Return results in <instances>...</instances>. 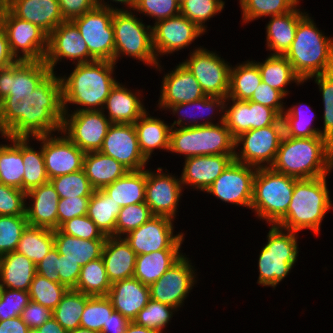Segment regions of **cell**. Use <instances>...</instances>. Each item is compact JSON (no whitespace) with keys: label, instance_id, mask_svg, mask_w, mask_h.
<instances>
[{"label":"cell","instance_id":"obj_1","mask_svg":"<svg viewBox=\"0 0 333 333\" xmlns=\"http://www.w3.org/2000/svg\"><path fill=\"white\" fill-rule=\"evenodd\" d=\"M57 74L51 72L31 94H8L0 101L1 136L34 138L61 131L64 109Z\"/></svg>","mask_w":333,"mask_h":333},{"label":"cell","instance_id":"obj_2","mask_svg":"<svg viewBox=\"0 0 333 333\" xmlns=\"http://www.w3.org/2000/svg\"><path fill=\"white\" fill-rule=\"evenodd\" d=\"M115 65L111 61L95 60L75 64L69 75L60 74L64 112L102 110L110 90L118 82L113 76L118 67ZM70 104L77 108L69 110Z\"/></svg>","mask_w":333,"mask_h":333},{"label":"cell","instance_id":"obj_3","mask_svg":"<svg viewBox=\"0 0 333 333\" xmlns=\"http://www.w3.org/2000/svg\"><path fill=\"white\" fill-rule=\"evenodd\" d=\"M270 168L298 180L330 175L333 145L323 136L292 138L284 135Z\"/></svg>","mask_w":333,"mask_h":333},{"label":"cell","instance_id":"obj_4","mask_svg":"<svg viewBox=\"0 0 333 333\" xmlns=\"http://www.w3.org/2000/svg\"><path fill=\"white\" fill-rule=\"evenodd\" d=\"M327 176L297 180L287 213L276 225L296 233L307 229L318 235L325 215L333 208Z\"/></svg>","mask_w":333,"mask_h":333},{"label":"cell","instance_id":"obj_5","mask_svg":"<svg viewBox=\"0 0 333 333\" xmlns=\"http://www.w3.org/2000/svg\"><path fill=\"white\" fill-rule=\"evenodd\" d=\"M285 57L303 82L311 76L330 73L333 71V37L319 30L307 13L298 22L294 41Z\"/></svg>","mask_w":333,"mask_h":333},{"label":"cell","instance_id":"obj_6","mask_svg":"<svg viewBox=\"0 0 333 333\" xmlns=\"http://www.w3.org/2000/svg\"><path fill=\"white\" fill-rule=\"evenodd\" d=\"M267 240L258 258L257 284L265 287L276 286L290 275L299 257V234L277 225H268Z\"/></svg>","mask_w":333,"mask_h":333},{"label":"cell","instance_id":"obj_7","mask_svg":"<svg viewBox=\"0 0 333 333\" xmlns=\"http://www.w3.org/2000/svg\"><path fill=\"white\" fill-rule=\"evenodd\" d=\"M137 15L134 10L114 11L112 19L115 41L114 63L117 64L127 56L162 72L161 62L157 60L153 49L152 25L143 23V18L140 19Z\"/></svg>","mask_w":333,"mask_h":333},{"label":"cell","instance_id":"obj_8","mask_svg":"<svg viewBox=\"0 0 333 333\" xmlns=\"http://www.w3.org/2000/svg\"><path fill=\"white\" fill-rule=\"evenodd\" d=\"M298 179L268 168H257L250 210L266 224L276 225L287 213Z\"/></svg>","mask_w":333,"mask_h":333},{"label":"cell","instance_id":"obj_9","mask_svg":"<svg viewBox=\"0 0 333 333\" xmlns=\"http://www.w3.org/2000/svg\"><path fill=\"white\" fill-rule=\"evenodd\" d=\"M169 152L183 155L184 159L203 155H234L235 138L224 122L171 128Z\"/></svg>","mask_w":333,"mask_h":333},{"label":"cell","instance_id":"obj_10","mask_svg":"<svg viewBox=\"0 0 333 333\" xmlns=\"http://www.w3.org/2000/svg\"><path fill=\"white\" fill-rule=\"evenodd\" d=\"M0 23L8 39L11 54L17 61H43L48 49V34L39 26L15 17L6 7L0 8Z\"/></svg>","mask_w":333,"mask_h":333},{"label":"cell","instance_id":"obj_11","mask_svg":"<svg viewBox=\"0 0 333 333\" xmlns=\"http://www.w3.org/2000/svg\"><path fill=\"white\" fill-rule=\"evenodd\" d=\"M283 136L282 118L274 125L246 131L235 138L234 160L256 168H268L275 160Z\"/></svg>","mask_w":333,"mask_h":333},{"label":"cell","instance_id":"obj_12","mask_svg":"<svg viewBox=\"0 0 333 333\" xmlns=\"http://www.w3.org/2000/svg\"><path fill=\"white\" fill-rule=\"evenodd\" d=\"M189 54L182 63L199 82L205 95L227 98L231 64L216 50L210 51L203 46L195 47Z\"/></svg>","mask_w":333,"mask_h":333},{"label":"cell","instance_id":"obj_13","mask_svg":"<svg viewBox=\"0 0 333 333\" xmlns=\"http://www.w3.org/2000/svg\"><path fill=\"white\" fill-rule=\"evenodd\" d=\"M113 14L114 10L96 6L93 10L71 20L86 42L89 54L95 60L114 62Z\"/></svg>","mask_w":333,"mask_h":333},{"label":"cell","instance_id":"obj_14","mask_svg":"<svg viewBox=\"0 0 333 333\" xmlns=\"http://www.w3.org/2000/svg\"><path fill=\"white\" fill-rule=\"evenodd\" d=\"M189 255L184 254L156 282L149 286L150 299L170 305L177 310L184 306L185 300L197 282V269L192 265Z\"/></svg>","mask_w":333,"mask_h":333},{"label":"cell","instance_id":"obj_15","mask_svg":"<svg viewBox=\"0 0 333 333\" xmlns=\"http://www.w3.org/2000/svg\"><path fill=\"white\" fill-rule=\"evenodd\" d=\"M112 123L102 110L64 112L61 132L84 153L99 151Z\"/></svg>","mask_w":333,"mask_h":333},{"label":"cell","instance_id":"obj_16","mask_svg":"<svg viewBox=\"0 0 333 333\" xmlns=\"http://www.w3.org/2000/svg\"><path fill=\"white\" fill-rule=\"evenodd\" d=\"M174 220L165 216H153L140 227L124 236L136 255L160 250H181L184 232L174 233Z\"/></svg>","mask_w":333,"mask_h":333},{"label":"cell","instance_id":"obj_17","mask_svg":"<svg viewBox=\"0 0 333 333\" xmlns=\"http://www.w3.org/2000/svg\"><path fill=\"white\" fill-rule=\"evenodd\" d=\"M146 169L145 203L154 216H165L175 220L184 188L181 178L162 167L152 171ZM183 191V192H182Z\"/></svg>","mask_w":333,"mask_h":333},{"label":"cell","instance_id":"obj_18","mask_svg":"<svg viewBox=\"0 0 333 333\" xmlns=\"http://www.w3.org/2000/svg\"><path fill=\"white\" fill-rule=\"evenodd\" d=\"M256 172V167L233 160L205 192L222 202L250 209Z\"/></svg>","mask_w":333,"mask_h":333},{"label":"cell","instance_id":"obj_19","mask_svg":"<svg viewBox=\"0 0 333 333\" xmlns=\"http://www.w3.org/2000/svg\"><path fill=\"white\" fill-rule=\"evenodd\" d=\"M65 59L71 60L73 65L95 61L89 54L87 44L78 28L71 20H65L48 35V49L44 62L51 72L56 73L57 64Z\"/></svg>","mask_w":333,"mask_h":333},{"label":"cell","instance_id":"obj_20","mask_svg":"<svg viewBox=\"0 0 333 333\" xmlns=\"http://www.w3.org/2000/svg\"><path fill=\"white\" fill-rule=\"evenodd\" d=\"M205 32L182 14L157 21L152 25L153 49L157 60L182 49L188 50Z\"/></svg>","mask_w":333,"mask_h":333},{"label":"cell","instance_id":"obj_21","mask_svg":"<svg viewBox=\"0 0 333 333\" xmlns=\"http://www.w3.org/2000/svg\"><path fill=\"white\" fill-rule=\"evenodd\" d=\"M99 151L129 171L143 170L149 163L140 150L134 124L112 123Z\"/></svg>","mask_w":333,"mask_h":333},{"label":"cell","instance_id":"obj_22","mask_svg":"<svg viewBox=\"0 0 333 333\" xmlns=\"http://www.w3.org/2000/svg\"><path fill=\"white\" fill-rule=\"evenodd\" d=\"M280 118L274 109L262 104L226 98L224 123L234 138L251 129L274 125Z\"/></svg>","mask_w":333,"mask_h":333},{"label":"cell","instance_id":"obj_23","mask_svg":"<svg viewBox=\"0 0 333 333\" xmlns=\"http://www.w3.org/2000/svg\"><path fill=\"white\" fill-rule=\"evenodd\" d=\"M57 134L42 136V152L49 180L83 169L85 153L61 131Z\"/></svg>","mask_w":333,"mask_h":333},{"label":"cell","instance_id":"obj_24","mask_svg":"<svg viewBox=\"0 0 333 333\" xmlns=\"http://www.w3.org/2000/svg\"><path fill=\"white\" fill-rule=\"evenodd\" d=\"M51 73L43 61H16L0 69V101L8 94H31Z\"/></svg>","mask_w":333,"mask_h":333},{"label":"cell","instance_id":"obj_25","mask_svg":"<svg viewBox=\"0 0 333 333\" xmlns=\"http://www.w3.org/2000/svg\"><path fill=\"white\" fill-rule=\"evenodd\" d=\"M163 75L160 97L156 104L160 110L166 111L169 106L192 102L206 96L199 82L182 62Z\"/></svg>","mask_w":333,"mask_h":333},{"label":"cell","instance_id":"obj_26","mask_svg":"<svg viewBox=\"0 0 333 333\" xmlns=\"http://www.w3.org/2000/svg\"><path fill=\"white\" fill-rule=\"evenodd\" d=\"M233 160L234 155L226 154L193 156L184 159L180 176L182 186L205 193Z\"/></svg>","mask_w":333,"mask_h":333},{"label":"cell","instance_id":"obj_27","mask_svg":"<svg viewBox=\"0 0 333 333\" xmlns=\"http://www.w3.org/2000/svg\"><path fill=\"white\" fill-rule=\"evenodd\" d=\"M225 101L226 97L205 96L192 102L179 103L169 106L166 111L168 110L169 112H171L173 116L177 115V120H174V122L171 123L170 126L171 128H177L222 123L224 122ZM196 109H198L201 113H196L198 111ZM216 114L221 115H219L218 117ZM216 116L219 121L217 123H214V121H216Z\"/></svg>","mask_w":333,"mask_h":333},{"label":"cell","instance_id":"obj_28","mask_svg":"<svg viewBox=\"0 0 333 333\" xmlns=\"http://www.w3.org/2000/svg\"><path fill=\"white\" fill-rule=\"evenodd\" d=\"M26 217L34 227L58 229L59 195L51 182H47L26 192ZM31 201V202H30Z\"/></svg>","mask_w":333,"mask_h":333},{"label":"cell","instance_id":"obj_29","mask_svg":"<svg viewBox=\"0 0 333 333\" xmlns=\"http://www.w3.org/2000/svg\"><path fill=\"white\" fill-rule=\"evenodd\" d=\"M140 91L139 89L133 91L127 86L125 87L122 82H117L110 90L102 112L111 123L134 124L148 110L144 106L143 95Z\"/></svg>","mask_w":333,"mask_h":333},{"label":"cell","instance_id":"obj_30","mask_svg":"<svg viewBox=\"0 0 333 333\" xmlns=\"http://www.w3.org/2000/svg\"><path fill=\"white\" fill-rule=\"evenodd\" d=\"M107 297L115 311L133 321L150 300L149 286L131 277L112 283Z\"/></svg>","mask_w":333,"mask_h":333},{"label":"cell","instance_id":"obj_31","mask_svg":"<svg viewBox=\"0 0 333 333\" xmlns=\"http://www.w3.org/2000/svg\"><path fill=\"white\" fill-rule=\"evenodd\" d=\"M6 8L15 17L39 26L48 35L65 21L58 0H12Z\"/></svg>","mask_w":333,"mask_h":333},{"label":"cell","instance_id":"obj_32","mask_svg":"<svg viewBox=\"0 0 333 333\" xmlns=\"http://www.w3.org/2000/svg\"><path fill=\"white\" fill-rule=\"evenodd\" d=\"M136 256L124 237L108 236L106 238L101 257L111 284L133 277Z\"/></svg>","mask_w":333,"mask_h":333},{"label":"cell","instance_id":"obj_33","mask_svg":"<svg viewBox=\"0 0 333 333\" xmlns=\"http://www.w3.org/2000/svg\"><path fill=\"white\" fill-rule=\"evenodd\" d=\"M298 4L292 11L269 17L266 29V49L270 55L285 56L295 38L298 22L307 14ZM272 51V52H271Z\"/></svg>","mask_w":333,"mask_h":333},{"label":"cell","instance_id":"obj_34","mask_svg":"<svg viewBox=\"0 0 333 333\" xmlns=\"http://www.w3.org/2000/svg\"><path fill=\"white\" fill-rule=\"evenodd\" d=\"M140 150L150 161L155 150L169 151L171 126L146 110L134 123Z\"/></svg>","mask_w":333,"mask_h":333},{"label":"cell","instance_id":"obj_35","mask_svg":"<svg viewBox=\"0 0 333 333\" xmlns=\"http://www.w3.org/2000/svg\"><path fill=\"white\" fill-rule=\"evenodd\" d=\"M37 274L36 265L17 251L0 256V285L3 288L29 291Z\"/></svg>","mask_w":333,"mask_h":333},{"label":"cell","instance_id":"obj_36","mask_svg":"<svg viewBox=\"0 0 333 333\" xmlns=\"http://www.w3.org/2000/svg\"><path fill=\"white\" fill-rule=\"evenodd\" d=\"M83 170L94 190L103 189L129 172L120 162L100 151L85 153Z\"/></svg>","mask_w":333,"mask_h":333},{"label":"cell","instance_id":"obj_37","mask_svg":"<svg viewBox=\"0 0 333 333\" xmlns=\"http://www.w3.org/2000/svg\"><path fill=\"white\" fill-rule=\"evenodd\" d=\"M105 241L106 239H81L65 234L60 229L54 230V246L58 253L81 267L102 256Z\"/></svg>","mask_w":333,"mask_h":333},{"label":"cell","instance_id":"obj_38","mask_svg":"<svg viewBox=\"0 0 333 333\" xmlns=\"http://www.w3.org/2000/svg\"><path fill=\"white\" fill-rule=\"evenodd\" d=\"M1 137L9 144L0 142V182L23 191L22 137Z\"/></svg>","mask_w":333,"mask_h":333},{"label":"cell","instance_id":"obj_39","mask_svg":"<svg viewBox=\"0 0 333 333\" xmlns=\"http://www.w3.org/2000/svg\"><path fill=\"white\" fill-rule=\"evenodd\" d=\"M253 61L258 65L262 82L282 92L286 97L290 94L288 85L290 86L291 83H296L297 86L304 84L285 56L269 54L262 62Z\"/></svg>","mask_w":333,"mask_h":333},{"label":"cell","instance_id":"obj_40","mask_svg":"<svg viewBox=\"0 0 333 333\" xmlns=\"http://www.w3.org/2000/svg\"><path fill=\"white\" fill-rule=\"evenodd\" d=\"M182 250H160L136 256L134 278L146 286L156 282L185 253Z\"/></svg>","mask_w":333,"mask_h":333},{"label":"cell","instance_id":"obj_41","mask_svg":"<svg viewBox=\"0 0 333 333\" xmlns=\"http://www.w3.org/2000/svg\"><path fill=\"white\" fill-rule=\"evenodd\" d=\"M146 168L129 171L102 190L120 207L145 202Z\"/></svg>","mask_w":333,"mask_h":333},{"label":"cell","instance_id":"obj_42","mask_svg":"<svg viewBox=\"0 0 333 333\" xmlns=\"http://www.w3.org/2000/svg\"><path fill=\"white\" fill-rule=\"evenodd\" d=\"M261 82L260 70L252 59L231 65L228 98L248 101Z\"/></svg>","mask_w":333,"mask_h":333},{"label":"cell","instance_id":"obj_43","mask_svg":"<svg viewBox=\"0 0 333 333\" xmlns=\"http://www.w3.org/2000/svg\"><path fill=\"white\" fill-rule=\"evenodd\" d=\"M34 139L40 143L39 150H36L37 148L30 144L32 140L35 141ZM22 158L25 171L23 175L24 192L49 182L42 152V136L22 137Z\"/></svg>","mask_w":333,"mask_h":333},{"label":"cell","instance_id":"obj_44","mask_svg":"<svg viewBox=\"0 0 333 333\" xmlns=\"http://www.w3.org/2000/svg\"><path fill=\"white\" fill-rule=\"evenodd\" d=\"M121 207L102 189L94 190L88 203L87 216L104 235L115 236V225Z\"/></svg>","mask_w":333,"mask_h":333},{"label":"cell","instance_id":"obj_45","mask_svg":"<svg viewBox=\"0 0 333 333\" xmlns=\"http://www.w3.org/2000/svg\"><path fill=\"white\" fill-rule=\"evenodd\" d=\"M303 104L304 103L301 102L285 108L281 116L284 125V135L292 138L322 136L320 133L321 128H316L312 124L314 118H316L314 111L309 104L305 106Z\"/></svg>","mask_w":333,"mask_h":333},{"label":"cell","instance_id":"obj_46","mask_svg":"<svg viewBox=\"0 0 333 333\" xmlns=\"http://www.w3.org/2000/svg\"><path fill=\"white\" fill-rule=\"evenodd\" d=\"M54 247V230L28 225L20 238L17 251L38 264Z\"/></svg>","mask_w":333,"mask_h":333},{"label":"cell","instance_id":"obj_47","mask_svg":"<svg viewBox=\"0 0 333 333\" xmlns=\"http://www.w3.org/2000/svg\"><path fill=\"white\" fill-rule=\"evenodd\" d=\"M103 258L90 261L81 267L80 275L74 290L88 296H107L111 288Z\"/></svg>","mask_w":333,"mask_h":333},{"label":"cell","instance_id":"obj_48","mask_svg":"<svg viewBox=\"0 0 333 333\" xmlns=\"http://www.w3.org/2000/svg\"><path fill=\"white\" fill-rule=\"evenodd\" d=\"M86 305V295L74 289H68L52 317L67 331L80 327V320Z\"/></svg>","mask_w":333,"mask_h":333},{"label":"cell","instance_id":"obj_49","mask_svg":"<svg viewBox=\"0 0 333 333\" xmlns=\"http://www.w3.org/2000/svg\"><path fill=\"white\" fill-rule=\"evenodd\" d=\"M242 23L247 24L261 17H272L292 11L301 0H238Z\"/></svg>","mask_w":333,"mask_h":333},{"label":"cell","instance_id":"obj_50","mask_svg":"<svg viewBox=\"0 0 333 333\" xmlns=\"http://www.w3.org/2000/svg\"><path fill=\"white\" fill-rule=\"evenodd\" d=\"M111 300L107 296L86 295V305L80 320V327L101 333L114 312Z\"/></svg>","mask_w":333,"mask_h":333},{"label":"cell","instance_id":"obj_51","mask_svg":"<svg viewBox=\"0 0 333 333\" xmlns=\"http://www.w3.org/2000/svg\"><path fill=\"white\" fill-rule=\"evenodd\" d=\"M224 6V0H185L180 4V14L187 17L206 33L207 22L221 13Z\"/></svg>","mask_w":333,"mask_h":333},{"label":"cell","instance_id":"obj_52","mask_svg":"<svg viewBox=\"0 0 333 333\" xmlns=\"http://www.w3.org/2000/svg\"><path fill=\"white\" fill-rule=\"evenodd\" d=\"M178 311L170 305L150 299L133 322L148 329L164 333L163 329L168 324L170 325L174 314Z\"/></svg>","mask_w":333,"mask_h":333},{"label":"cell","instance_id":"obj_53","mask_svg":"<svg viewBox=\"0 0 333 333\" xmlns=\"http://www.w3.org/2000/svg\"><path fill=\"white\" fill-rule=\"evenodd\" d=\"M49 181L54 186L60 199L91 197L94 192L83 169L70 174L57 176Z\"/></svg>","mask_w":333,"mask_h":333},{"label":"cell","instance_id":"obj_54","mask_svg":"<svg viewBox=\"0 0 333 333\" xmlns=\"http://www.w3.org/2000/svg\"><path fill=\"white\" fill-rule=\"evenodd\" d=\"M67 290L64 285L36 274L31 282L29 296L30 300L53 311Z\"/></svg>","mask_w":333,"mask_h":333},{"label":"cell","instance_id":"obj_55","mask_svg":"<svg viewBox=\"0 0 333 333\" xmlns=\"http://www.w3.org/2000/svg\"><path fill=\"white\" fill-rule=\"evenodd\" d=\"M314 79L321 93L323 110V127L320 129L321 135L333 145V71L325 74H318L309 77L304 82Z\"/></svg>","mask_w":333,"mask_h":333},{"label":"cell","instance_id":"obj_56","mask_svg":"<svg viewBox=\"0 0 333 333\" xmlns=\"http://www.w3.org/2000/svg\"><path fill=\"white\" fill-rule=\"evenodd\" d=\"M153 216L151 209L145 202L121 207L115 225V237H124Z\"/></svg>","mask_w":333,"mask_h":333},{"label":"cell","instance_id":"obj_57","mask_svg":"<svg viewBox=\"0 0 333 333\" xmlns=\"http://www.w3.org/2000/svg\"><path fill=\"white\" fill-rule=\"evenodd\" d=\"M28 225L26 216H0V256L16 250Z\"/></svg>","mask_w":333,"mask_h":333},{"label":"cell","instance_id":"obj_58","mask_svg":"<svg viewBox=\"0 0 333 333\" xmlns=\"http://www.w3.org/2000/svg\"><path fill=\"white\" fill-rule=\"evenodd\" d=\"M133 10L153 18L155 24L157 21L180 14V4L177 0H138Z\"/></svg>","mask_w":333,"mask_h":333},{"label":"cell","instance_id":"obj_59","mask_svg":"<svg viewBox=\"0 0 333 333\" xmlns=\"http://www.w3.org/2000/svg\"><path fill=\"white\" fill-rule=\"evenodd\" d=\"M26 192L0 182V216H26Z\"/></svg>","mask_w":333,"mask_h":333},{"label":"cell","instance_id":"obj_60","mask_svg":"<svg viewBox=\"0 0 333 333\" xmlns=\"http://www.w3.org/2000/svg\"><path fill=\"white\" fill-rule=\"evenodd\" d=\"M29 302V291L3 288L0 300V321L21 316Z\"/></svg>","mask_w":333,"mask_h":333},{"label":"cell","instance_id":"obj_61","mask_svg":"<svg viewBox=\"0 0 333 333\" xmlns=\"http://www.w3.org/2000/svg\"><path fill=\"white\" fill-rule=\"evenodd\" d=\"M59 229L68 235L81 239H106L107 236L87 216H77L64 222Z\"/></svg>","mask_w":333,"mask_h":333},{"label":"cell","instance_id":"obj_62","mask_svg":"<svg viewBox=\"0 0 333 333\" xmlns=\"http://www.w3.org/2000/svg\"><path fill=\"white\" fill-rule=\"evenodd\" d=\"M285 98L287 97L282 92L270 87L265 82H261L249 101L272 108L282 116L286 108V102H284Z\"/></svg>","mask_w":333,"mask_h":333},{"label":"cell","instance_id":"obj_63","mask_svg":"<svg viewBox=\"0 0 333 333\" xmlns=\"http://www.w3.org/2000/svg\"><path fill=\"white\" fill-rule=\"evenodd\" d=\"M90 197H73L59 199L57 215L58 229L66 222L77 216L87 215L88 203Z\"/></svg>","mask_w":333,"mask_h":333},{"label":"cell","instance_id":"obj_64","mask_svg":"<svg viewBox=\"0 0 333 333\" xmlns=\"http://www.w3.org/2000/svg\"><path fill=\"white\" fill-rule=\"evenodd\" d=\"M52 317V310L30 300L23 309L21 318L30 329H37Z\"/></svg>","mask_w":333,"mask_h":333},{"label":"cell","instance_id":"obj_65","mask_svg":"<svg viewBox=\"0 0 333 333\" xmlns=\"http://www.w3.org/2000/svg\"><path fill=\"white\" fill-rule=\"evenodd\" d=\"M81 266L70 259L65 258V255L58 253V274L60 284L67 289H75L79 279Z\"/></svg>","mask_w":333,"mask_h":333},{"label":"cell","instance_id":"obj_66","mask_svg":"<svg viewBox=\"0 0 333 333\" xmlns=\"http://www.w3.org/2000/svg\"><path fill=\"white\" fill-rule=\"evenodd\" d=\"M64 20H72L96 7L95 0H58Z\"/></svg>","mask_w":333,"mask_h":333},{"label":"cell","instance_id":"obj_67","mask_svg":"<svg viewBox=\"0 0 333 333\" xmlns=\"http://www.w3.org/2000/svg\"><path fill=\"white\" fill-rule=\"evenodd\" d=\"M36 272L38 275L45 277L52 282L60 283V277L58 274V251L55 246L38 264H36Z\"/></svg>","mask_w":333,"mask_h":333},{"label":"cell","instance_id":"obj_68","mask_svg":"<svg viewBox=\"0 0 333 333\" xmlns=\"http://www.w3.org/2000/svg\"><path fill=\"white\" fill-rule=\"evenodd\" d=\"M130 322L121 313L114 311L107 323L103 325L101 333H125Z\"/></svg>","mask_w":333,"mask_h":333},{"label":"cell","instance_id":"obj_69","mask_svg":"<svg viewBox=\"0 0 333 333\" xmlns=\"http://www.w3.org/2000/svg\"><path fill=\"white\" fill-rule=\"evenodd\" d=\"M29 330L21 316L0 321V333H29Z\"/></svg>","mask_w":333,"mask_h":333},{"label":"cell","instance_id":"obj_70","mask_svg":"<svg viewBox=\"0 0 333 333\" xmlns=\"http://www.w3.org/2000/svg\"><path fill=\"white\" fill-rule=\"evenodd\" d=\"M17 60L11 54L8 39L0 23V69L14 64Z\"/></svg>","mask_w":333,"mask_h":333},{"label":"cell","instance_id":"obj_71","mask_svg":"<svg viewBox=\"0 0 333 333\" xmlns=\"http://www.w3.org/2000/svg\"><path fill=\"white\" fill-rule=\"evenodd\" d=\"M119 3L120 5H124L123 7L121 6L120 8L117 6L112 5V3ZM95 0L96 6L97 7H102V8H109L111 10H133L137 4L138 0Z\"/></svg>","mask_w":333,"mask_h":333},{"label":"cell","instance_id":"obj_72","mask_svg":"<svg viewBox=\"0 0 333 333\" xmlns=\"http://www.w3.org/2000/svg\"><path fill=\"white\" fill-rule=\"evenodd\" d=\"M29 333H68L53 317L37 329H30Z\"/></svg>","mask_w":333,"mask_h":333},{"label":"cell","instance_id":"obj_73","mask_svg":"<svg viewBox=\"0 0 333 333\" xmlns=\"http://www.w3.org/2000/svg\"><path fill=\"white\" fill-rule=\"evenodd\" d=\"M125 333H160V332L137 325L135 322L131 321L126 328Z\"/></svg>","mask_w":333,"mask_h":333},{"label":"cell","instance_id":"obj_74","mask_svg":"<svg viewBox=\"0 0 333 333\" xmlns=\"http://www.w3.org/2000/svg\"><path fill=\"white\" fill-rule=\"evenodd\" d=\"M68 333H99V332H96V331H93V330H90V329H85V328H82V327H78L72 331H69Z\"/></svg>","mask_w":333,"mask_h":333},{"label":"cell","instance_id":"obj_75","mask_svg":"<svg viewBox=\"0 0 333 333\" xmlns=\"http://www.w3.org/2000/svg\"><path fill=\"white\" fill-rule=\"evenodd\" d=\"M12 0H0V8L6 7Z\"/></svg>","mask_w":333,"mask_h":333},{"label":"cell","instance_id":"obj_76","mask_svg":"<svg viewBox=\"0 0 333 333\" xmlns=\"http://www.w3.org/2000/svg\"><path fill=\"white\" fill-rule=\"evenodd\" d=\"M2 292H3V287L0 285V300H1Z\"/></svg>","mask_w":333,"mask_h":333},{"label":"cell","instance_id":"obj_77","mask_svg":"<svg viewBox=\"0 0 333 333\" xmlns=\"http://www.w3.org/2000/svg\"><path fill=\"white\" fill-rule=\"evenodd\" d=\"M179 4H181L182 2H184L185 0H177Z\"/></svg>","mask_w":333,"mask_h":333}]
</instances>
